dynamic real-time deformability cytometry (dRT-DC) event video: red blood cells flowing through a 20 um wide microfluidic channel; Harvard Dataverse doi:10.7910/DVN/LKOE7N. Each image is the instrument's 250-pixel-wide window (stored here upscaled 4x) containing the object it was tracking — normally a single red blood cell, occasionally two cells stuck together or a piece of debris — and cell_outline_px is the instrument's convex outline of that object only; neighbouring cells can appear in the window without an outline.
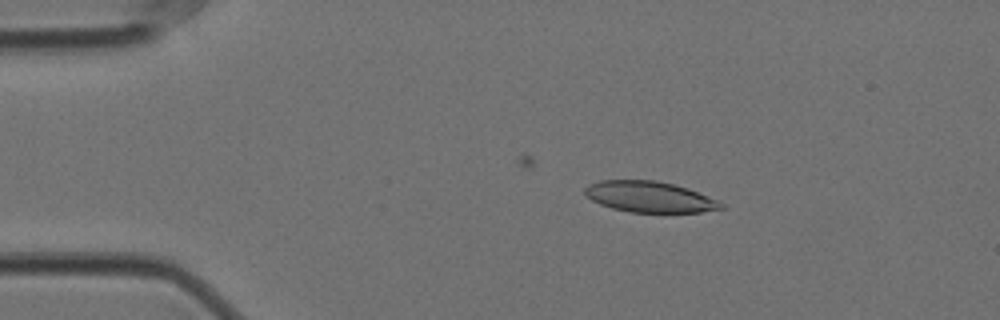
{"species": "Egyptian fruit bat (a non-hibernating species)", "species_latin": "Rousettus aegyptiacus", "temperature_condition": "cold", "stored_images_in_passage": 19, "camera_frame_rate_fps": 3000, "um_per_image_px": 0.085, "animal": {"sex": "female"}, "frame": {"image": 1, "passage_image": 9, "time_ms": 2.667, "image_size_px": [1000, 320], "cell_outline_px": [[724, 208], [700, 212], [632, 212], [612, 208], [600, 204], [592, 200], [584, 192], [584, 188], [588, 184], [600, 180], [656, 180], [688, 188], [716, 200], [724, 204]], "centroid_in_image_um": [55.19, 16.72], "position_along_channel_um": 29.8, "area_um2": 24.33}}
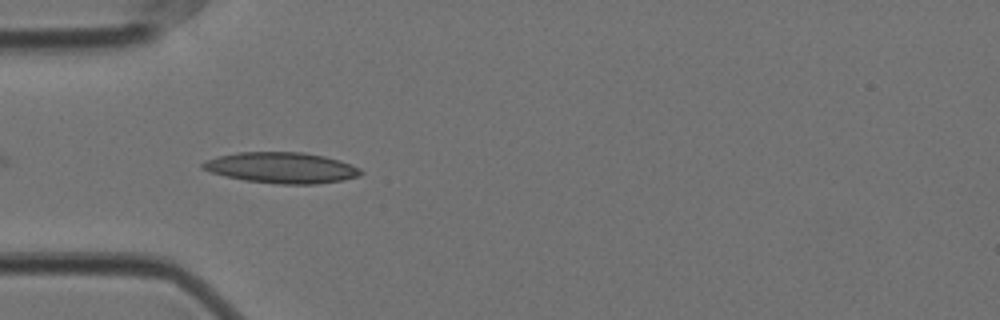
{"frame": {"image": 2, "passage_image": 16, "time_ms": 5.0, "image_size_px": [1000, 320], "cell_outline_px": [[364, 172], [360, 176], [344, 180], [316, 184], [280, 184], [244, 180], [224, 176], [200, 168], [200, 164], [204, 160], [220, 156], [240, 152], [300, 152], [324, 156], [340, 160], [352, 164], [360, 168]], "centroid_in_image_um": [23.95, 14.26], "position_along_channel_um": 61.0, "area_um2": 28.55}}
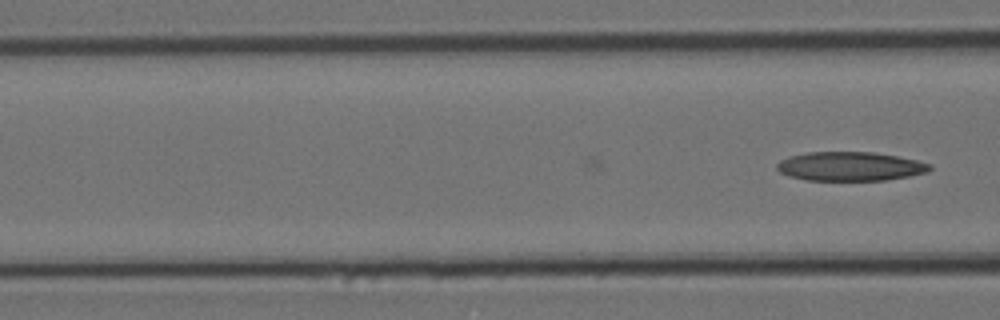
{"frame": {"image": 3, "passage_image": 19, "time_ms": 6.0, "image_size_px": [1000, 320], "cell_outline_px": [[932, 168], [928, 172], [888, 180], [808, 180], [788, 176], [780, 172], [776, 168], [776, 164], [780, 160], [788, 156], [808, 152], [872, 152], [896, 156], [916, 160], [932, 164]], "centroid_in_image_um": [72.25, 14.14], "position_along_channel_um": 94.4, "area_um2": 25.89}}